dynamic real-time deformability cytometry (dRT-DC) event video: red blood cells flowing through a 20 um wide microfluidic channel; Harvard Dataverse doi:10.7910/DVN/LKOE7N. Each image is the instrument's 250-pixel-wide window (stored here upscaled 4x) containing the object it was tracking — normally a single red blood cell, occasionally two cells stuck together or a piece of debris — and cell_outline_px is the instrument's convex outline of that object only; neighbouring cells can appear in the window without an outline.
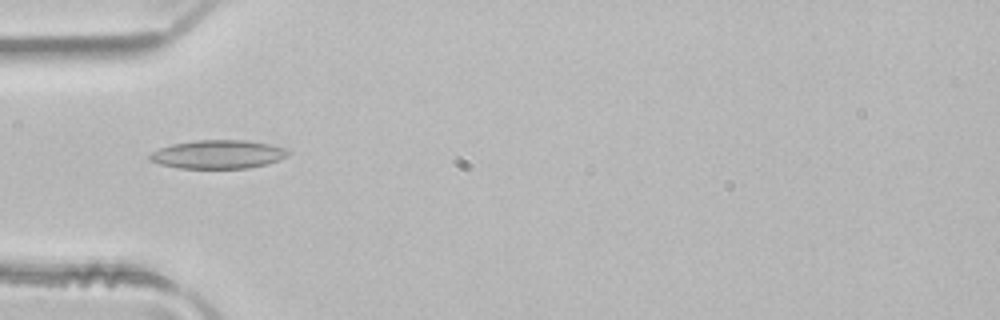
{"species": "common noctule bat (a hibernating species)", "species_latin": "Nyctalus noctula", "temperature_condition": "room temperature", "stored_images_in_passage": 5, "camera_frame_rate_fps": 3000, "um_per_image_px": 0.085, "animal": {"sex": "male", "body_mass_g": 21.5, "forearm_length_mm": 52.0}, "frame": {"image": 1, "passage_image": 5, "time_ms": 1.333, "image_size_px": [1000, 320], "cell_outline_px": [[292, 152], [288, 156], [280, 160], [268, 164], [248, 168], [180, 168], [160, 164], [148, 160], [148, 156], [152, 152], [160, 148], [172, 144], [196, 140], [244, 140], [268, 144], [288, 148]], "centroid_in_image_um": [18.58, 13.12], "position_along_channel_um": 66.4, "area_um2": 23.18}}